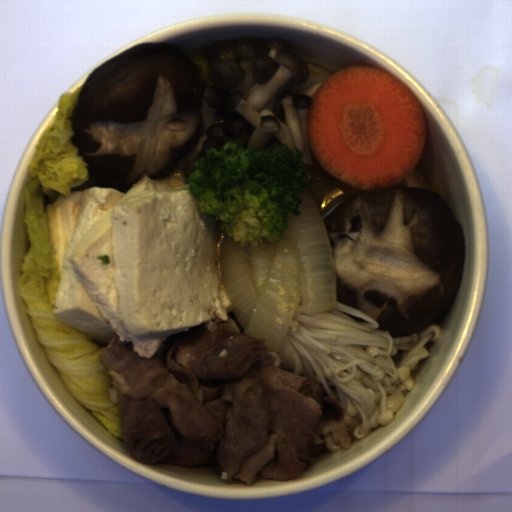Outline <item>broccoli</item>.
<instances>
[{
	"label": "broccoli",
	"mask_w": 512,
	"mask_h": 512,
	"mask_svg": "<svg viewBox=\"0 0 512 512\" xmlns=\"http://www.w3.org/2000/svg\"><path fill=\"white\" fill-rule=\"evenodd\" d=\"M199 213L221 221L219 227L241 246L261 238L278 241L287 215L300 216V200L313 185L303 154L287 144L258 151L242 140L225 143L198 159L186 179Z\"/></svg>",
	"instance_id": "broccoli-1"
}]
</instances>
